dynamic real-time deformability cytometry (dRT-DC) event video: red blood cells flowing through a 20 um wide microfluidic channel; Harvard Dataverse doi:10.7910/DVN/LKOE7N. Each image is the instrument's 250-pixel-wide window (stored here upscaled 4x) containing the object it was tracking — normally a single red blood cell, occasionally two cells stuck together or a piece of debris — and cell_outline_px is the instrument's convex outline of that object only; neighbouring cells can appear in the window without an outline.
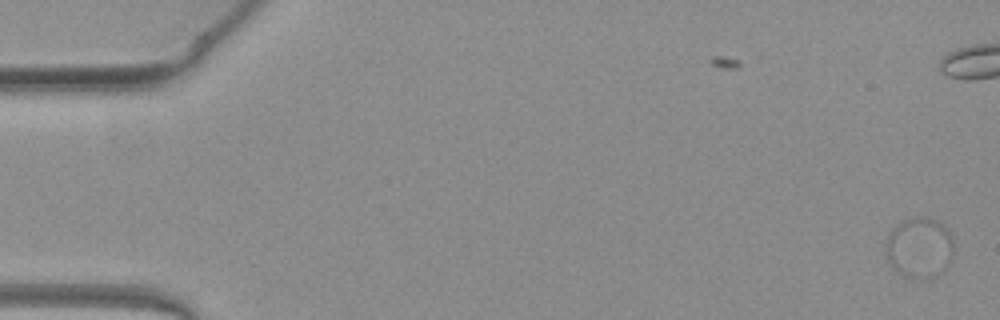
{"species": "common noctule bat (a hibernating species)", "species_latin": "Nyctalus noctula", "temperature_condition": "warm", "stored_images_in_passage": 14, "camera_frame_rate_fps": 3000, "um_per_image_px": 0.085, "animal": {"sex": "female", "body_mass_g": 19.3, "forearm_length_mm": 54.1}, "frame": {"image": 1, "passage_image": 1, "time_ms": 0.0, "image_size_px": [1000, 320], "cell_outline_px": [[952, 256], [948, 264], [936, 276], [924, 280], [904, 276], [896, 272], [892, 268], [888, 260], [888, 236], [892, 228], [896, 224], [904, 220], [920, 216], [924, 216], [936, 220], [944, 224], [948, 228], [952, 236]], "centroid_in_image_um": [78.17, 21.05], "position_along_channel_um": 6.8, "area_um2": 23.99}}